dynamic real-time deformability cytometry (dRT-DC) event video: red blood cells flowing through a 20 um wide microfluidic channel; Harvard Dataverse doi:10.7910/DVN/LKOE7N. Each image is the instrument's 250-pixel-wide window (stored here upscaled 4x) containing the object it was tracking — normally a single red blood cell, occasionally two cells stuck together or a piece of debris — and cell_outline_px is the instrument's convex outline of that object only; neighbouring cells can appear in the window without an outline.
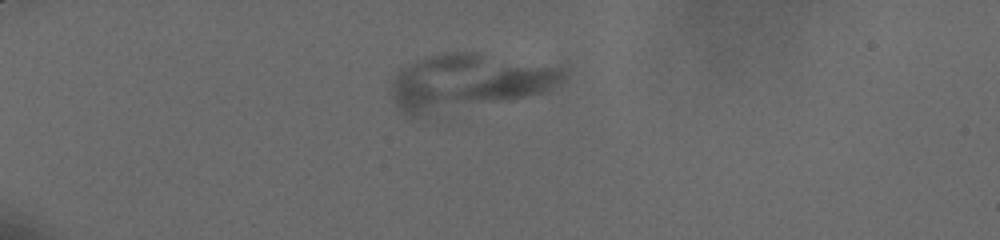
{"species": "human", "species_latin": "Homo sapiens", "temperature_condition": "cold", "stored_images_in_passage": 8, "camera_frame_rate_fps": 3000, "um_per_image_px": 0.085, "donor": {"sex": "male"}, "frame": {"image": 1, "passage_image": 2, "time_ms": 0.667, "image_size_px": [1000, 240], "cell_outline_px": [[568, 76], [560, 84], [548, 92], [424, 116], [412, 116], [404, 112], [392, 100], [392, 76], [400, 68], [416, 60], [428, 56], [444, 52], [476, 52], [568, 68]], "centroid_in_image_um": [39.86, 6.94], "position_along_channel_um": 45.1, "area_um2": 56.53}}